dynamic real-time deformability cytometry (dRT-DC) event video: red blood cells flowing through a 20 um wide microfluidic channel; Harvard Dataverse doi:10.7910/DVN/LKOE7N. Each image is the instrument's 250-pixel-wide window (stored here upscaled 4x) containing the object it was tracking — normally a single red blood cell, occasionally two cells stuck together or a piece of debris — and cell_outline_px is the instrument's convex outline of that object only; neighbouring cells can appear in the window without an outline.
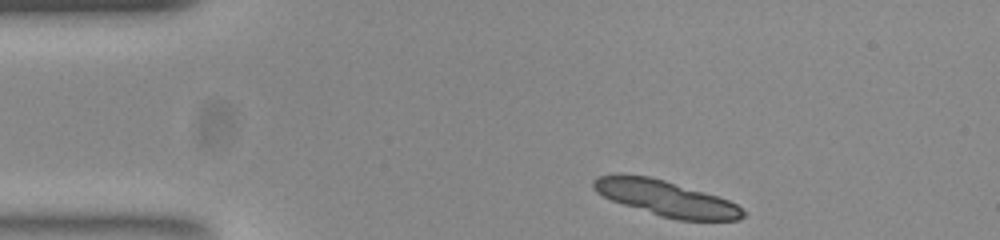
{"species": "common noctule bat (a hibernating species)", "species_latin": "Nyctalus noctula", "temperature_condition": "room temperature", "stored_images_in_passage": 47, "segment_of_instrument_passage": [1, 2], "camera_frame_rate_fps": 3000, "um_per_image_px": 0.085, "animal": {"sex": "female", "body_mass_g": 23.0, "forearm_length_mm": 53.4}, "frame": {"image": 1, "passage_image": 1, "time_ms": 0.0, "image_size_px": [1000, 240], "cell_outline_px": [[744, 216], [736, 220], [676, 220], [660, 216], [612, 200], [596, 192], [592, 184], [600, 176], [648, 176], [664, 180], [716, 196], [728, 200], [736, 204], [744, 212]], "centroid_in_image_um": [56.65, 16.89], "position_along_channel_um": 28.3, "area_um2": 29.88}}